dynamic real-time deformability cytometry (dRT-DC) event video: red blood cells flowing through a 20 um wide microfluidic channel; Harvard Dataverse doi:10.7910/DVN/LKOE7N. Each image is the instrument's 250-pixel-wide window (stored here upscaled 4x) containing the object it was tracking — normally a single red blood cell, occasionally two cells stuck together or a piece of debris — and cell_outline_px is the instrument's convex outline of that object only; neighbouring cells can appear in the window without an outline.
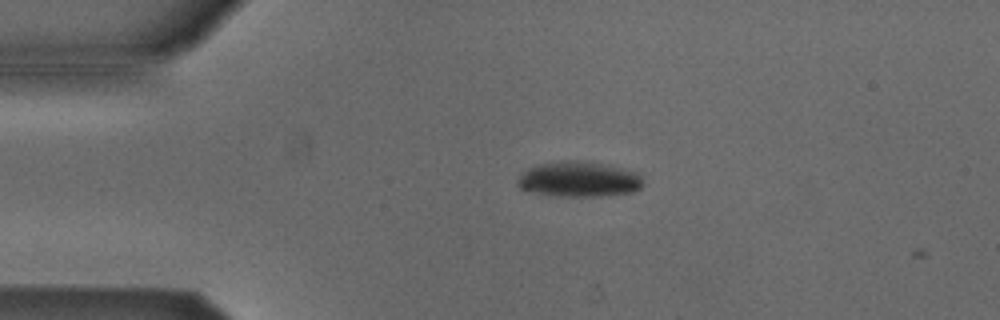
{"species": "Egyptian fruit bat (a non-hibernating species)", "species_latin": "Rousettus aegyptiacus", "temperature_condition": "cold", "stored_images_in_passage": 2, "camera_frame_rate_fps": 3000, "um_per_image_px": 0.085, "animal": {"sex": "male"}, "frame": {"image": 1, "passage_image": 1, "time_ms": 0.0, "image_size_px": [1000, 320], "cell_outline_px": [[644, 184], [640, 188], [632, 192], [600, 196], [564, 196], [536, 192], [520, 188], [516, 184], [520, 176], [528, 168], [540, 164], [568, 160], [580, 160], [640, 172]], "centroid_in_image_um": [49.26, 15.23], "position_along_channel_um": 35.7, "area_um2": 25.49}}